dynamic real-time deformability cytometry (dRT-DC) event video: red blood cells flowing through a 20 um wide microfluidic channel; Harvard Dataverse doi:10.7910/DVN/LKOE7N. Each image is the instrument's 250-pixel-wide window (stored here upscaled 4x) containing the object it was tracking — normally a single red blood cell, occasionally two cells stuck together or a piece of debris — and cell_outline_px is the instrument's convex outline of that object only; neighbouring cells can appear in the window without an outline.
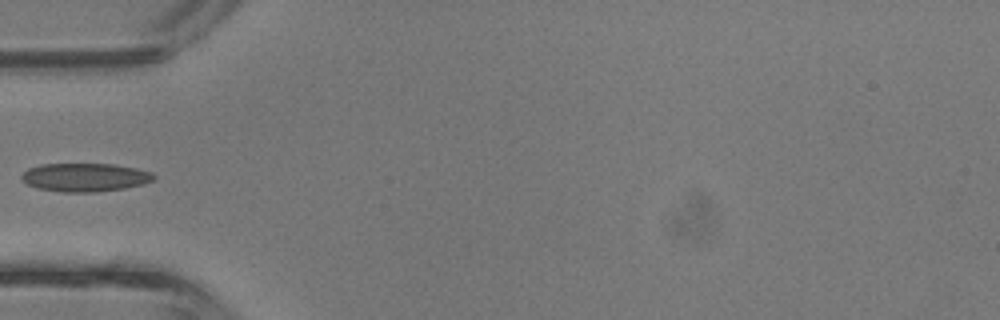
{"species": "common noctule bat (a hibernating species)", "species_latin": "Nyctalus noctula", "temperature_condition": "room temperature", "stored_images_in_passage": 3, "camera_frame_rate_fps": 3000, "um_per_image_px": 0.085, "animal": {"sex": "male", "body_mass_g": 13.3}, "frame": {"image": 1, "passage_image": 3, "time_ms": 0.667, "image_size_px": [1000, 320], "cell_outline_px": [[156, 176], [152, 180], [144, 184], [124, 188], [92, 192], [64, 192], [36, 188], [28, 184], [20, 176], [28, 168], [40, 164], [112, 164], [136, 168], [152, 172]], "centroid_in_image_um": [7.22, 15.07], "position_along_channel_um": 77.8, "area_um2": 21.79}}